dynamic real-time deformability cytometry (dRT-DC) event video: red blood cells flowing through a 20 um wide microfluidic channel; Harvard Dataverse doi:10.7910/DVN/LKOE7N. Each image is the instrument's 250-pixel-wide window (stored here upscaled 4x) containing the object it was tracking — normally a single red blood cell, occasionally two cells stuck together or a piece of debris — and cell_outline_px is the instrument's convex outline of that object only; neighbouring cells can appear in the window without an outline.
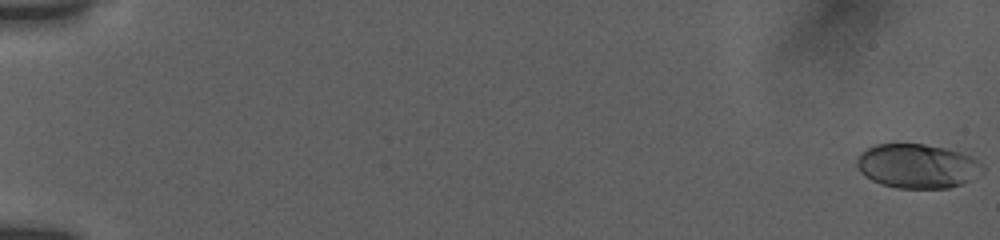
{"species": "human", "species_latin": "Homo sapiens", "temperature_condition": "room temperature", "stored_images_in_passage": 26, "camera_frame_rate_fps": 3000, "um_per_image_px": 0.085, "donor": {"sex": "female"}, "frame": {"image": 1, "passage_image": 1, "time_ms": 0.0, "image_size_px": [1000, 240], "cell_outline_px": [[984, 172], [972, 180], [948, 188], [896, 188], [880, 184], [864, 176], [860, 172], [856, 164], [856, 160], [860, 152], [876, 144], [924, 144], [944, 148], [960, 152], [972, 156], [984, 168]], "centroid_in_image_um": [77.96, 14.12], "position_along_channel_um": 7.0, "area_um2": 32.6}}
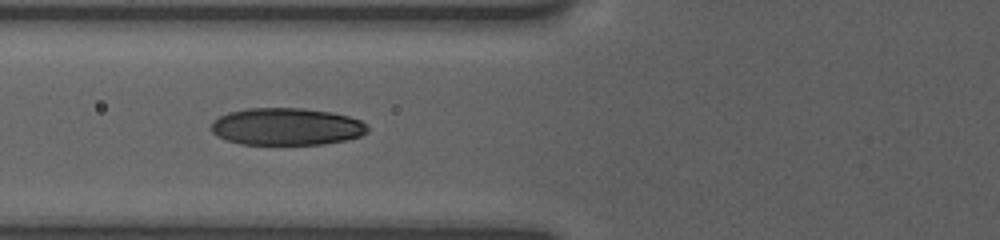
{"frame": {"image": 2, "passage_image": 18, "time_ms": 7.667, "image_size_px": [1000, 240], "cell_outline_px": [[368, 132], [360, 136], [348, 140], [324, 144], [240, 144], [216, 136], [212, 132], [212, 124], [220, 116], [228, 112], [248, 108], [304, 108], [332, 112], [348, 116], [360, 120], [368, 124]], "centroid_in_image_um": [24.4, 10.76], "position_along_channel_um": 101.4, "area_um2": 34.04}}
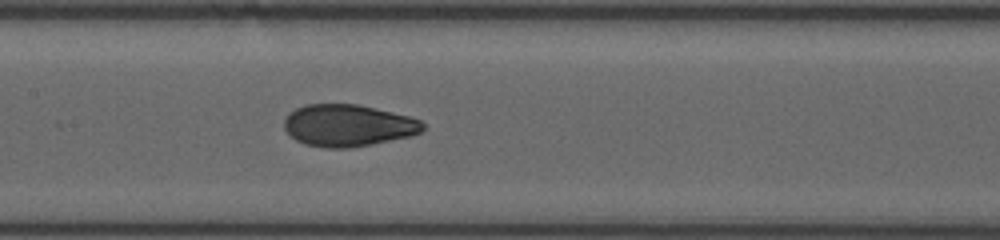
{"frame": {"image": 3, "passage_image": 26, "time_ms": 9.667, "image_size_px": [1000, 240], "cell_outline_px": [[424, 128], [420, 132], [412, 136], [372, 144], [348, 148], [324, 148], [304, 144], [296, 140], [284, 128], [284, 120], [296, 108], [304, 104], [356, 104], [392, 112], [408, 116], [420, 120], [424, 124]], "centroid_in_image_um": [29.58, 10.67], "position_along_channel_um": 177.8, "area_um2": 33.76}}